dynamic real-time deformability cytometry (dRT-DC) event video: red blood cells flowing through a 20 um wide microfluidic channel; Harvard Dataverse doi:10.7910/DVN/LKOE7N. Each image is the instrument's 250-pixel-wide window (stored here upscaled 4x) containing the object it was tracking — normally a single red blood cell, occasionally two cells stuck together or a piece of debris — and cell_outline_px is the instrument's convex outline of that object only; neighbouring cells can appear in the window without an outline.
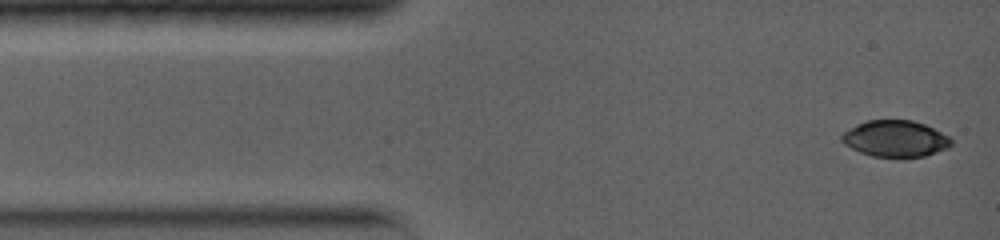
{"species": "common noctule bat (a hibernating species)", "species_latin": "Nyctalus noctula", "temperature_condition": "warm", "stored_images_in_passage": 55, "camera_frame_rate_fps": 5000, "um_per_image_px": 0.085, "animal": {"sex": "female", "body_mass_g": 19.0, "forearm_length_mm": 56.7}, "frame": {"image": 1, "passage_image": 1, "time_ms": 0.0, "image_size_px": [1000, 240], "cell_outline_px": [[952, 144], [948, 148], [924, 156], [872, 156], [860, 152], [844, 144], [840, 140], [840, 136], [844, 132], [856, 124], [868, 120], [912, 120], [924, 124], [948, 136], [952, 140]], "centroid_in_image_um": [76.08, 11.77], "position_along_channel_um": 8.9, "area_um2": 22.95}}
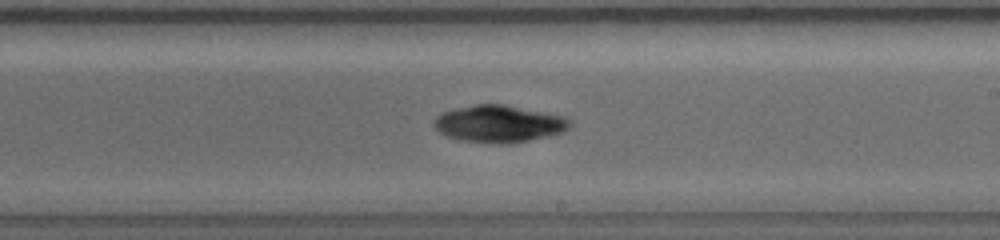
{"frame": {"image": 2, "passage_image": 26, "time_ms": 7.6, "image_size_px": [1000, 240], "cell_outline_px": [[572, 124], [564, 132], [548, 136], [512, 144], [492, 144], [460, 140], [448, 136], [440, 132], [432, 124], [432, 120], [436, 116], [444, 112], [456, 108], [476, 104], [504, 104], [564, 116], [572, 120]], "centroid_in_image_um": [42.43, 10.53], "position_along_channel_um": 246.6, "area_um2": 29.65}}
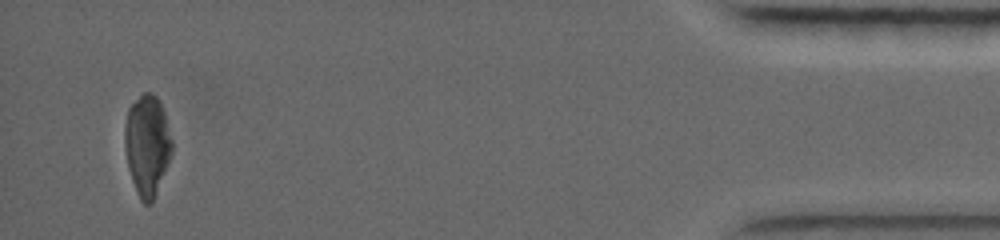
{"frame": {"image": 3, "passage_image": 55, "time_ms": 14.4, "image_size_px": [1000, 240], "cell_outline_px": [[172, 152], [152, 204], [144, 204], [140, 200], [132, 180], [128, 168], [124, 148], [124, 128], [128, 108], [144, 92], [152, 92], [160, 100], [164, 112], [172, 140]], "centroid_in_image_um": [12.5, 12.33], "position_along_channel_um": 422.7, "area_um2": 27.74}, "authors_computed_cell_mechanics": {"area_um2": 27.744, "velocity_mm_per_s": 4.0293, "shape_relaxation_time_tau1_ms": 5.6731, "shape_relaxation_time_tau2_ms": null, "deformation_change_tau1": 0.1049, "deformation_change_tau2": null}}